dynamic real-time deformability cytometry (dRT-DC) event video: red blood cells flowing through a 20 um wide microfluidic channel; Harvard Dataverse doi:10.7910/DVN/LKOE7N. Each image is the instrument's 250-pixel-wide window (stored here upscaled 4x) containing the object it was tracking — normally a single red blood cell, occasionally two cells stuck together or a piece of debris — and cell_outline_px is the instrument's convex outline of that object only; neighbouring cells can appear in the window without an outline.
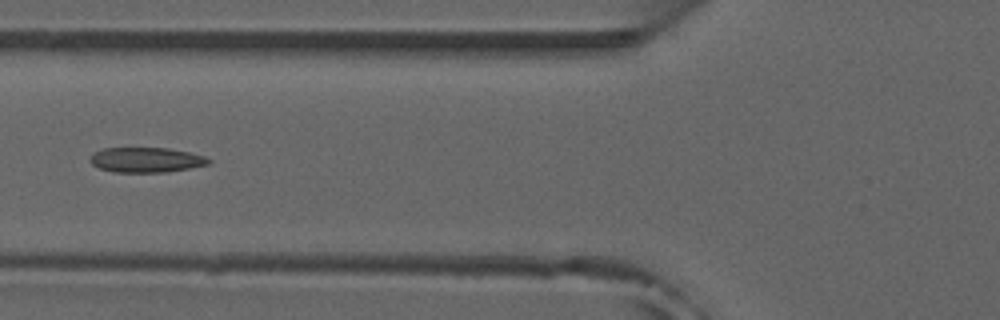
{"species": "common noctule bat (a hibernating species)", "species_latin": "Nyctalus noctula", "temperature_condition": "room temperature", "stored_images_in_passage": 44, "camera_frame_rate_fps": 3000, "um_per_image_px": 0.085, "animal": {"sex": "male", "forearm_length_mm": 52.5}, "frame": {"image": 1, "passage_image": 19, "time_ms": 6.0, "image_size_px": [1000, 320], "cell_outline_px": [[212, 164], [168, 172], [112, 172], [100, 168], [92, 164], [88, 160], [88, 156], [92, 152], [104, 148], [168, 148], [188, 152], [204, 156], [212, 160]], "centroid_in_image_um": [12.4, 13.59], "position_along_channel_um": 113.4, "area_um2": 17.51}, "authors_computed_cell_mechanics": {"area_um2": 17.5712, "velocity_mm_per_s": 3.9414, "shape_relaxation_time_tau1_ms": null, "shape_relaxation_time_tau2_ms": 2.9903, "deformation_change_tau1": null, "deformation_change_tau2": 0.1148}}